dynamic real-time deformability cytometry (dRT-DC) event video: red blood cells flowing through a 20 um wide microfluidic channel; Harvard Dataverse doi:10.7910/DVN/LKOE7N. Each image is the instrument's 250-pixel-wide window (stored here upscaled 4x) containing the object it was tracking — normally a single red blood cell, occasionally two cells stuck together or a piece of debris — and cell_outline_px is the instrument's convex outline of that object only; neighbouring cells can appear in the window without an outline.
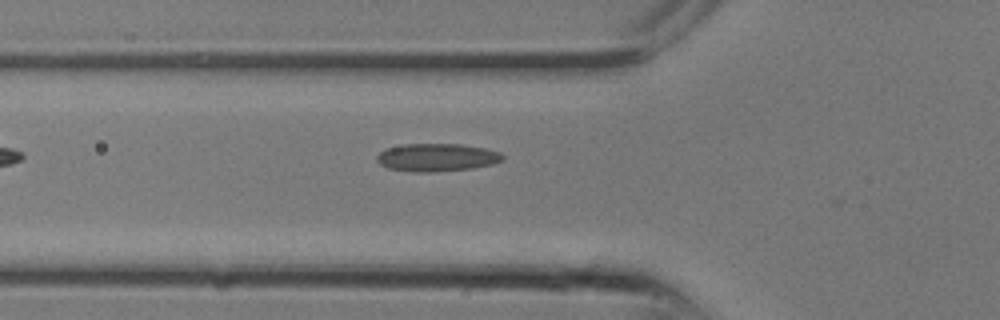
{"species": "common noctule bat (a hibernating species)", "species_latin": "Nyctalus noctula", "temperature_condition": "room temperature", "stored_images_in_passage": 19, "camera_frame_rate_fps": 3000, "um_per_image_px": 0.085, "animal": {"sex": "male", "body_mass_g": 13.3}, "frame": {"image": 1, "passage_image": 2, "time_ms": 0.333, "image_size_px": [1000, 320], "cell_outline_px": [[504, 160], [492, 164], [472, 168], [432, 172], [412, 172], [388, 168], [380, 164], [376, 160], [376, 156], [384, 148], [404, 144], [460, 144], [484, 148], [500, 152], [504, 156]], "centroid_in_image_um": [37.11, 13.38], "position_along_channel_um": 88.7, "area_um2": 20.52}}
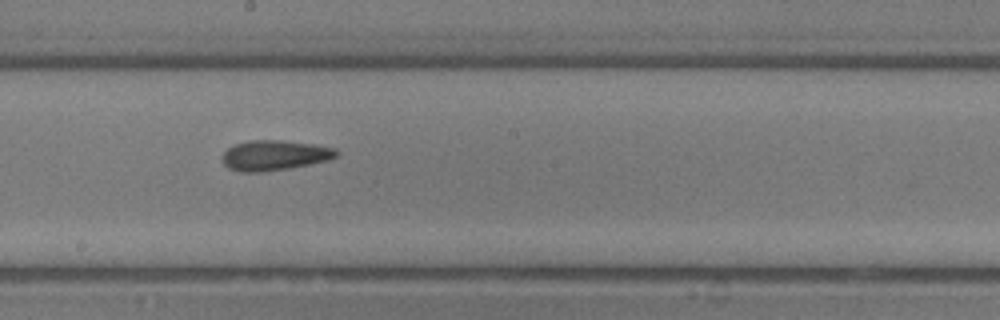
{"frame": {"image": 2, "passage_image": 7, "time_ms": 2.0, "image_size_px": [1000, 320], "cell_outline_px": [[340, 156], [328, 160], [312, 164], [264, 172], [240, 172], [228, 168], [224, 164], [224, 152], [228, 148], [236, 144], [248, 140], [280, 140], [316, 144], [336, 148], [340, 152]], "centroid_in_image_um": [23.4, 13.2], "position_along_channel_um": 224.8, "area_um2": 20.23}}
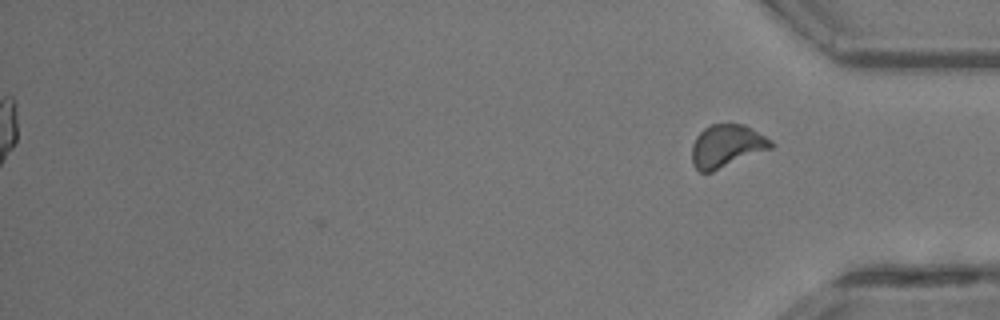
{"frame": {"image": 3, "passage_image": 19, "time_ms": 6.0, "image_size_px": [1000, 320], "cell_outline_px": [[772, 148], [712, 172], [700, 172], [692, 164], [692, 144], [696, 136], [704, 128], [712, 124], [744, 124], [772, 140]], "centroid_in_image_um": [61.75, 12.41], "position_along_channel_um": 373.5, "area_um2": 19.65}}